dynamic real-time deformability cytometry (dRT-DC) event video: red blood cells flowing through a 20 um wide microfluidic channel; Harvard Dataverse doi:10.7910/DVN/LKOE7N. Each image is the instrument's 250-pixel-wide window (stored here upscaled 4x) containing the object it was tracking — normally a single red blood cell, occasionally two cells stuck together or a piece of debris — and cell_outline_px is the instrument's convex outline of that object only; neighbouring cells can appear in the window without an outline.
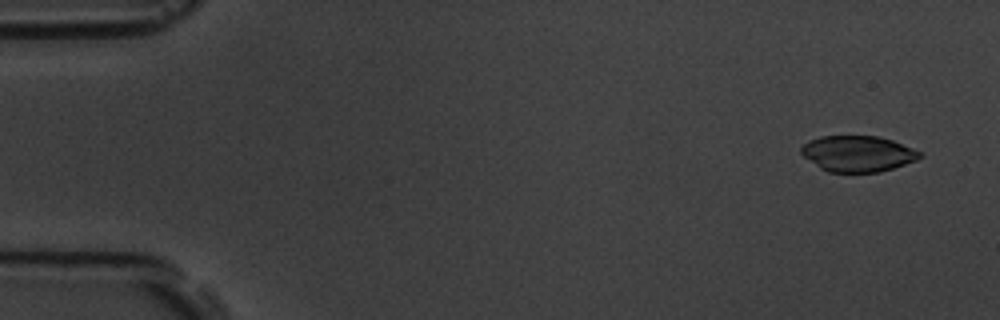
{"species": "common noctule bat (a hibernating species)", "species_latin": "Nyctalus noctula", "temperature_condition": "room temperature", "stored_images_in_passage": 6, "camera_frame_rate_fps": 3000, "um_per_image_px": 0.085, "animal": {"sex": "male", "body_mass_g": 19.5, "forearm_length_mm": 54.6}, "frame": {"image": 1, "passage_image": 1, "time_ms": 0.0, "image_size_px": [1000, 320], "cell_outline_px": [[924, 156], [916, 160], [880, 172], [828, 172], [820, 168], [804, 156], [800, 152], [800, 148], [808, 140], [820, 136], [876, 136], [892, 140], [912, 148], [920, 152]], "centroid_in_image_um": [72.89, 13.06], "position_along_channel_um": 12.1, "area_um2": 24.74}}